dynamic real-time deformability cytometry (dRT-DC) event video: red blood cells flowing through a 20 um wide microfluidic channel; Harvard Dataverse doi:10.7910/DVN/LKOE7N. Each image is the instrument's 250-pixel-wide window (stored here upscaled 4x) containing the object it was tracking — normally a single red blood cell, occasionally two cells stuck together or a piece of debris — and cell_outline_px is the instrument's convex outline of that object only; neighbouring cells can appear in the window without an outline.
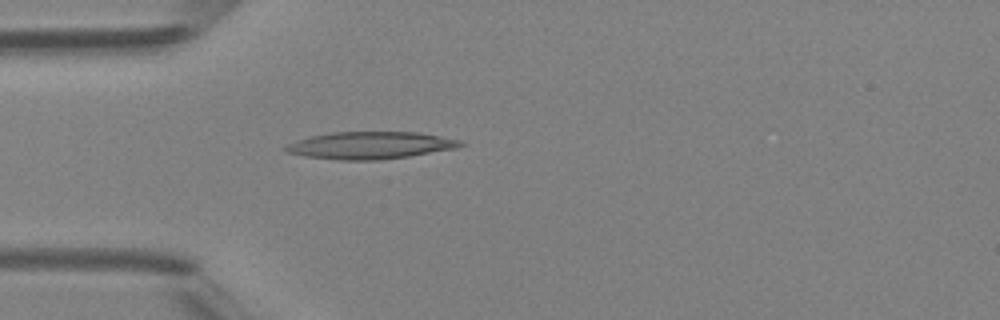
{"species": "Egyptian fruit bat (a non-hibernating species)", "species_latin": "Rousettus aegyptiacus", "temperature_condition": "room temperature", "stored_images_in_passage": 1, "camera_frame_rate_fps": 3000, "um_per_image_px": 0.085, "animal": {"sex": "female"}, "frame": {"image": 1, "passage_image": 1, "time_ms": 0.0, "image_size_px": [1000, 320], "cell_outline_px": [[468, 144], [456, 148], [408, 156], [380, 160], [340, 160], [304, 156], [288, 152], [284, 148], [288, 144], [296, 140], [312, 136], [332, 132], [420, 132], [460, 140]], "centroid_in_image_um": [31.51, 12.35], "position_along_channel_um": 53.5, "area_um2": 27.63}}